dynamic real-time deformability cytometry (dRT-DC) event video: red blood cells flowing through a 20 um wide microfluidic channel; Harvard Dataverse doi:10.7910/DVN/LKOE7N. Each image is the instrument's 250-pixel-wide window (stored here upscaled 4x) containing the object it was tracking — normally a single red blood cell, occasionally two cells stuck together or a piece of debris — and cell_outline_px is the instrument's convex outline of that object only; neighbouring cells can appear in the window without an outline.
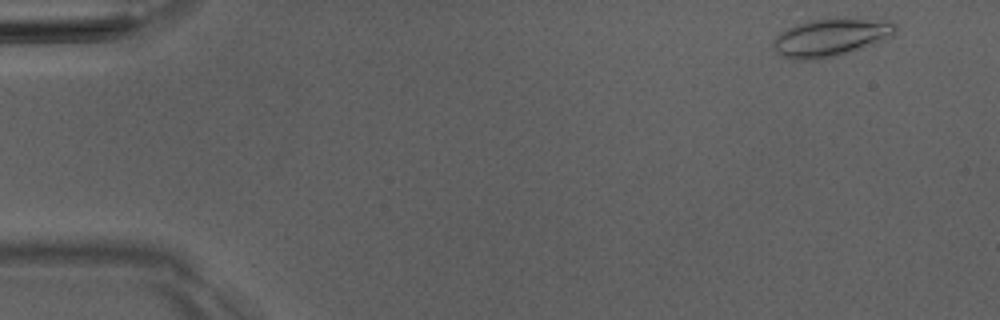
{"species": "Egyptian fruit bat (a non-hibernating species)", "species_latin": "Rousettus aegyptiacus", "temperature_condition": "room temperature", "stored_images_in_passage": 6, "camera_frame_rate_fps": 3000, "um_per_image_px": 0.085, "animal": {"sex": "male"}, "frame": {"image": 1, "passage_image": 1, "time_ms": 0.0, "image_size_px": [1000, 320], "cell_outline_px": [[896, 32], [892, 36], [884, 40], [836, 56], [816, 60], [792, 60], [776, 52], [772, 48], [772, 40], [780, 32], [804, 20], [836, 16], [856, 16], [892, 20], [896, 24]], "centroid_in_image_um": [70.64, 3.12], "position_along_channel_um": 14.4, "area_um2": 28.15}}
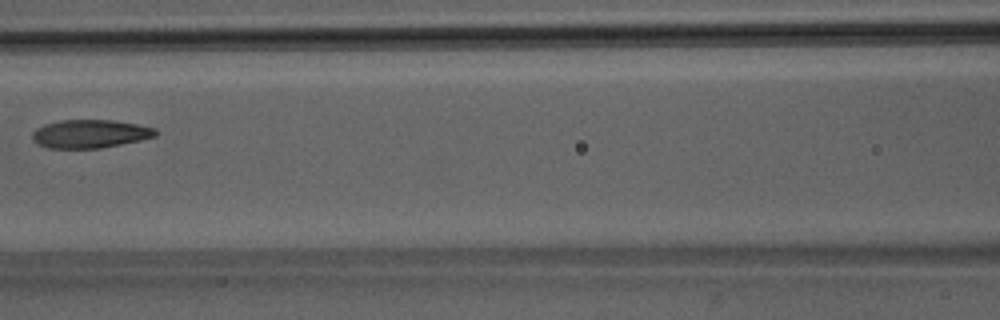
{"frame": {"image": 2, "passage_image": 6, "time_ms": 6.667, "image_size_px": [1000, 320], "cell_outline_px": [[160, 132], [156, 136], [140, 140], [100, 148], [48, 148], [32, 140], [32, 132], [36, 128], [44, 124], [60, 120], [116, 120], [156, 128]], "centroid_in_image_um": [7.67, 11.36], "position_along_channel_um": 158.9, "area_um2": 20.4}}